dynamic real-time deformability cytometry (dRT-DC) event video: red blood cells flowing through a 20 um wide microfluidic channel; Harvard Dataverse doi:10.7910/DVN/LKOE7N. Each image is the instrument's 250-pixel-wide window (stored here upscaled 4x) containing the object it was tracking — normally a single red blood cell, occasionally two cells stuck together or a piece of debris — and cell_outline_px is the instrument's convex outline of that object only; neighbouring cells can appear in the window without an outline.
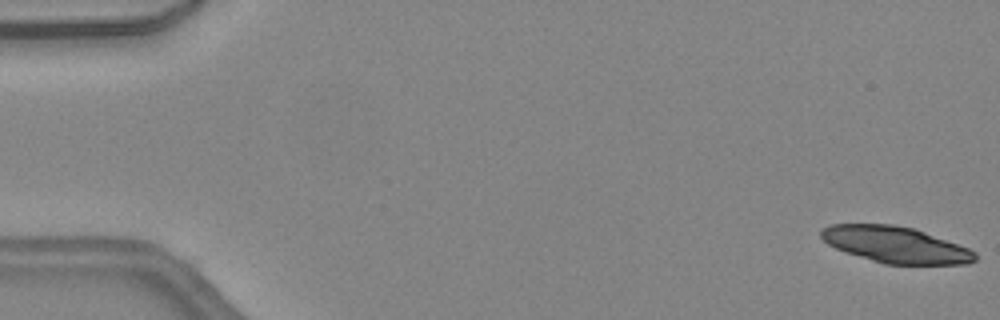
{"species": "common noctule bat (a hibernating species)", "species_latin": "Nyctalus noctula", "temperature_condition": "warm", "stored_images_in_passage": 32, "camera_frame_rate_fps": 3000, "um_per_image_px": 0.085, "animal": {"sex": "female", "body_mass_g": 24.6, "forearm_length_mm": 56.2}, "frame": {"image": 1, "passage_image": 1, "time_ms": 0.0, "image_size_px": [1000, 320], "cell_outline_px": [[976, 260], [968, 264], [884, 264], [844, 252], [828, 244], [820, 236], [820, 228], [828, 224], [892, 224], [912, 228], [924, 232], [968, 248], [976, 252]], "centroid_in_image_um": [76.07, 20.8], "position_along_channel_um": 8.9, "area_um2": 32.48}}
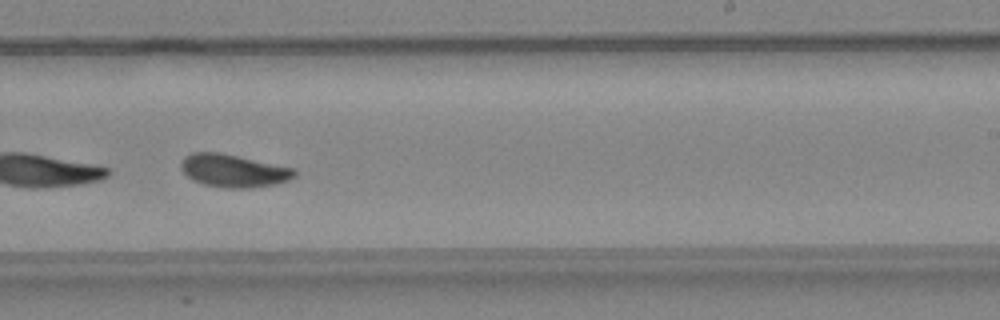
{"frame": {"image": 2, "passage_image": 29, "time_ms": 9.333, "image_size_px": [1000, 320], "cell_outline_px": [[296, 176], [288, 180], [276, 184], [248, 188], [224, 188], [204, 184], [192, 180], [180, 168], [180, 164], [184, 156], [192, 152], [220, 152], [296, 168]], "centroid_in_image_um": [19.85, 14.5], "position_along_channel_um": 269.1, "area_um2": 21.91}}